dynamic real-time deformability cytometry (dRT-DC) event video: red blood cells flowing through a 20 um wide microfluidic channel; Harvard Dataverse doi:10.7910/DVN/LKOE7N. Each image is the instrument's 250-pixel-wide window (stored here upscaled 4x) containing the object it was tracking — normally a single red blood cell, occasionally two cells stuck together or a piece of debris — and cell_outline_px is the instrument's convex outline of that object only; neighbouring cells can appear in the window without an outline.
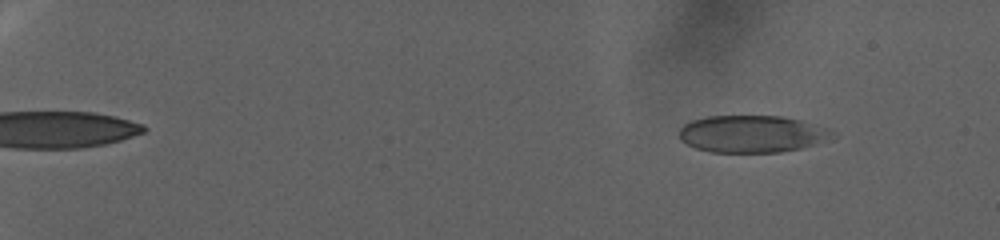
{"species": "human", "species_latin": "Homo sapiens", "temperature_condition": "warm", "stored_images_in_passage": 96, "camera_frame_rate_fps": 3000, "um_per_image_px": 0.085, "donor": {"sex": "female"}, "frame": {"image": 1, "passage_image": 10, "time_ms": 3.0, "image_size_px": [1000, 240], "cell_outline_px": [[836, 136], [800, 148], [780, 152], [712, 152], [696, 148], [684, 144], [680, 140], [680, 128], [684, 124], [692, 120], [708, 116], [780, 116], [800, 120], [828, 128], [836, 132]], "centroid_in_image_um": [63.89, 11.38], "position_along_channel_um": 21.1, "area_um2": 33.06}}
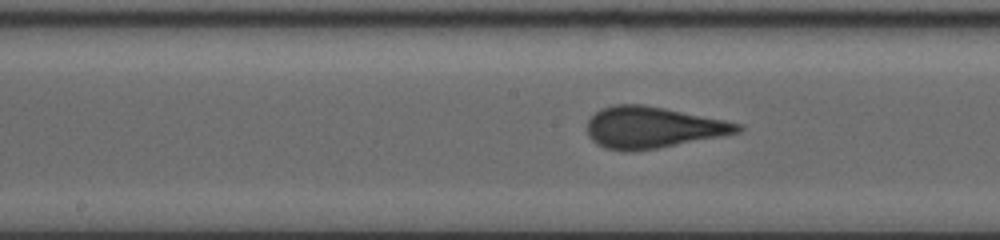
{"frame": {"image": 2, "passage_image": 56, "time_ms": 18.333, "image_size_px": [1000, 240], "cell_outline_px": [[744, 128], [740, 132], [720, 136], [656, 148], [628, 152], [624, 152], [604, 148], [596, 144], [588, 136], [588, 120], [600, 108], [616, 104], [644, 104], [744, 124]], "centroid_in_image_um": [55.45, 10.83], "position_along_channel_um": 192.8, "area_um2": 36.18}}
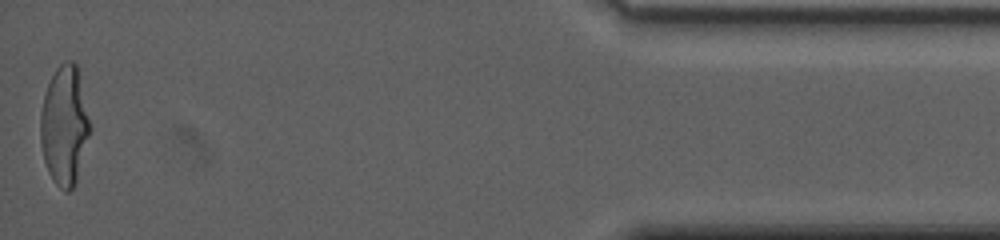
{"frame": {"image": 3, "passage_image": 95, "time_ms": 31.333, "image_size_px": [1000, 240], "cell_outline_px": [[92, 128], [76, 180], [72, 188], [68, 192], [64, 192], [52, 180], [48, 172], [44, 160], [40, 140], [40, 112], [44, 92], [56, 68], [64, 60], [72, 60], [76, 64]], "centroid_in_image_um": [5.47, 10.67], "position_along_channel_um": 429.7, "area_um2": 34.56}}